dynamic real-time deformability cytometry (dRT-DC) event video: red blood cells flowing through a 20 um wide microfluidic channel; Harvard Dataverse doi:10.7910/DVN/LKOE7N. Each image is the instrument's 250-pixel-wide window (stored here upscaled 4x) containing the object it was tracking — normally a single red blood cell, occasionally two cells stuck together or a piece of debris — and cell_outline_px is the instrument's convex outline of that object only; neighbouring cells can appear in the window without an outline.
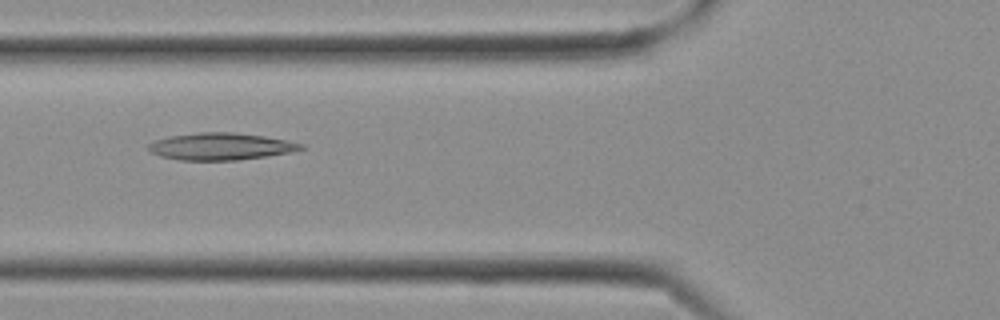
{"species": "Egyptian fruit bat (a non-hibernating species)", "species_latin": "Rousettus aegyptiacus", "temperature_condition": "cold", "stored_images_in_passage": 13, "camera_frame_rate_fps": 3000, "um_per_image_px": 0.085, "frame": {"image": 1, "passage_image": 10, "time_ms": 3.0, "image_size_px": [1000, 320], "cell_outline_px": [[308, 148], [268, 156], [240, 160], [180, 160], [160, 156], [152, 152], [148, 148], [148, 144], [156, 140], [168, 136], [200, 132], [232, 132], [264, 136], [304, 144]], "centroid_in_image_um": [18.77, 12.45], "position_along_channel_um": 107.0, "area_um2": 23.99}}
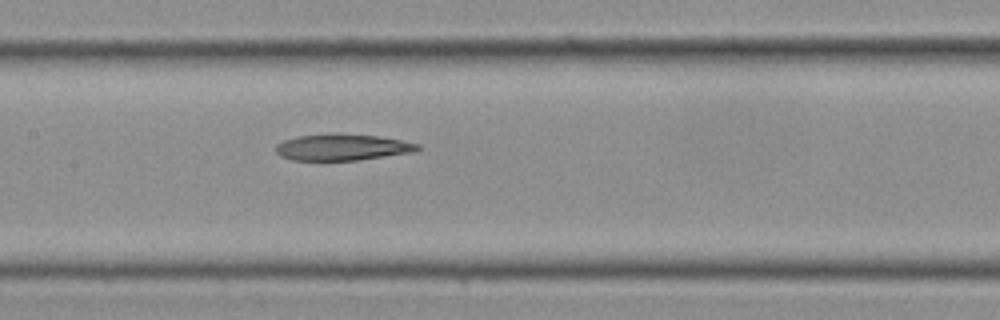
{"frame": {"image": 2, "passage_image": 13, "time_ms": 4.0, "image_size_px": [1000, 320], "cell_outline_px": [[420, 148], [416, 152], [356, 160], [292, 160], [280, 156], [276, 152], [276, 144], [284, 140], [296, 136], [336, 132], [380, 136], [420, 144]], "centroid_in_image_um": [29.09, 12.5], "position_along_channel_um": 178.3, "area_um2": 22.14}}